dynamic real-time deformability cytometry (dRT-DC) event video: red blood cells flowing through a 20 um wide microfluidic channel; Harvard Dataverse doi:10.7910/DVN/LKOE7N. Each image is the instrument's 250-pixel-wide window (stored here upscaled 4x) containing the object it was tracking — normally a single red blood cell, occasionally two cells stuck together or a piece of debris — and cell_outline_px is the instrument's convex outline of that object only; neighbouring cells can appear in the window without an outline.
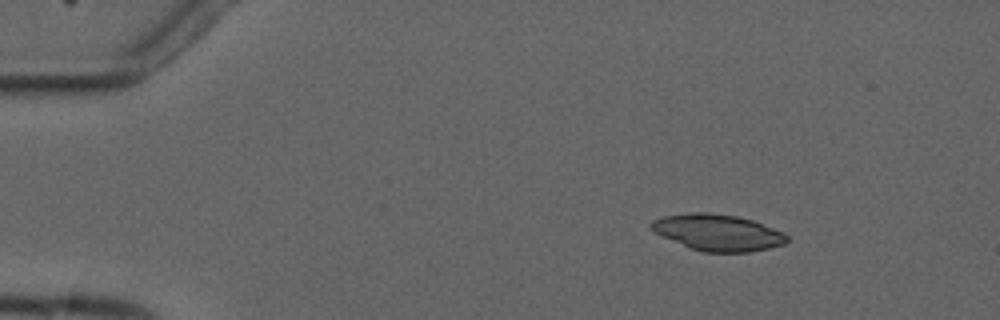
{"species": "common noctule bat (a hibernating species)", "species_latin": "Nyctalus noctula", "temperature_condition": "cold", "stored_images_in_passage": 5, "camera_frame_rate_fps": 3000, "um_per_image_px": 0.085, "animal": {"sex": "male", "forearm_length_mm": 52.5}, "frame": {"image": 1, "passage_image": 3, "time_ms": 2.333, "image_size_px": [1000, 320], "cell_outline_px": [[788, 240], [784, 244], [768, 248], [748, 252], [704, 252], [688, 248], [656, 232], [648, 224], [652, 220], [664, 216], [688, 212], [708, 212], [736, 216], [752, 220], [784, 232], [788, 236]], "centroid_in_image_um": [61.01, 19.76], "position_along_channel_um": 24.0, "area_um2": 28.67}}